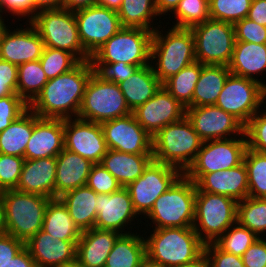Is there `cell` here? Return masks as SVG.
<instances>
[{
  "mask_svg": "<svg viewBox=\"0 0 266 267\" xmlns=\"http://www.w3.org/2000/svg\"><path fill=\"white\" fill-rule=\"evenodd\" d=\"M196 184V191H204L241 201L248 197L247 168L240 165L211 173H183Z\"/></svg>",
  "mask_w": 266,
  "mask_h": 267,
  "instance_id": "obj_22",
  "label": "cell"
},
{
  "mask_svg": "<svg viewBox=\"0 0 266 267\" xmlns=\"http://www.w3.org/2000/svg\"><path fill=\"white\" fill-rule=\"evenodd\" d=\"M39 61L48 80L71 71L80 63L72 53L50 47L44 48Z\"/></svg>",
  "mask_w": 266,
  "mask_h": 267,
  "instance_id": "obj_43",
  "label": "cell"
},
{
  "mask_svg": "<svg viewBox=\"0 0 266 267\" xmlns=\"http://www.w3.org/2000/svg\"><path fill=\"white\" fill-rule=\"evenodd\" d=\"M144 238L146 256L163 267H178L199 260L205 244L193 227L153 229Z\"/></svg>",
  "mask_w": 266,
  "mask_h": 267,
  "instance_id": "obj_2",
  "label": "cell"
},
{
  "mask_svg": "<svg viewBox=\"0 0 266 267\" xmlns=\"http://www.w3.org/2000/svg\"><path fill=\"white\" fill-rule=\"evenodd\" d=\"M186 117L203 141L227 139L244 134V125L216 105L187 107Z\"/></svg>",
  "mask_w": 266,
  "mask_h": 267,
  "instance_id": "obj_17",
  "label": "cell"
},
{
  "mask_svg": "<svg viewBox=\"0 0 266 267\" xmlns=\"http://www.w3.org/2000/svg\"><path fill=\"white\" fill-rule=\"evenodd\" d=\"M135 119L154 137L162 128L186 116V108L163 86L143 105L132 111Z\"/></svg>",
  "mask_w": 266,
  "mask_h": 267,
  "instance_id": "obj_19",
  "label": "cell"
},
{
  "mask_svg": "<svg viewBox=\"0 0 266 267\" xmlns=\"http://www.w3.org/2000/svg\"><path fill=\"white\" fill-rule=\"evenodd\" d=\"M0 267H37L35 260L30 255L28 249L24 247L13 259Z\"/></svg>",
  "mask_w": 266,
  "mask_h": 267,
  "instance_id": "obj_57",
  "label": "cell"
},
{
  "mask_svg": "<svg viewBox=\"0 0 266 267\" xmlns=\"http://www.w3.org/2000/svg\"><path fill=\"white\" fill-rule=\"evenodd\" d=\"M0 195L4 203L5 233L26 243L42 229L51 198L15 189L4 190Z\"/></svg>",
  "mask_w": 266,
  "mask_h": 267,
  "instance_id": "obj_6",
  "label": "cell"
},
{
  "mask_svg": "<svg viewBox=\"0 0 266 267\" xmlns=\"http://www.w3.org/2000/svg\"><path fill=\"white\" fill-rule=\"evenodd\" d=\"M25 247V243L10 234H0V266L9 262Z\"/></svg>",
  "mask_w": 266,
  "mask_h": 267,
  "instance_id": "obj_55",
  "label": "cell"
},
{
  "mask_svg": "<svg viewBox=\"0 0 266 267\" xmlns=\"http://www.w3.org/2000/svg\"><path fill=\"white\" fill-rule=\"evenodd\" d=\"M123 0H97V5L110 10L118 11Z\"/></svg>",
  "mask_w": 266,
  "mask_h": 267,
  "instance_id": "obj_61",
  "label": "cell"
},
{
  "mask_svg": "<svg viewBox=\"0 0 266 267\" xmlns=\"http://www.w3.org/2000/svg\"><path fill=\"white\" fill-rule=\"evenodd\" d=\"M25 158L0 153V188L15 189L20 178Z\"/></svg>",
  "mask_w": 266,
  "mask_h": 267,
  "instance_id": "obj_47",
  "label": "cell"
},
{
  "mask_svg": "<svg viewBox=\"0 0 266 267\" xmlns=\"http://www.w3.org/2000/svg\"><path fill=\"white\" fill-rule=\"evenodd\" d=\"M3 18H5V16L4 17L0 16V35H1L2 31L4 30V28L6 27V24L4 23Z\"/></svg>",
  "mask_w": 266,
  "mask_h": 267,
  "instance_id": "obj_67",
  "label": "cell"
},
{
  "mask_svg": "<svg viewBox=\"0 0 266 267\" xmlns=\"http://www.w3.org/2000/svg\"><path fill=\"white\" fill-rule=\"evenodd\" d=\"M181 0H155V5L157 9V13L160 15H167L168 12L172 13L175 8L178 6ZM167 13V14H166Z\"/></svg>",
  "mask_w": 266,
  "mask_h": 267,
  "instance_id": "obj_60",
  "label": "cell"
},
{
  "mask_svg": "<svg viewBox=\"0 0 266 267\" xmlns=\"http://www.w3.org/2000/svg\"><path fill=\"white\" fill-rule=\"evenodd\" d=\"M172 14L177 19L173 27L191 28L210 19L209 0H181Z\"/></svg>",
  "mask_w": 266,
  "mask_h": 267,
  "instance_id": "obj_42",
  "label": "cell"
},
{
  "mask_svg": "<svg viewBox=\"0 0 266 267\" xmlns=\"http://www.w3.org/2000/svg\"><path fill=\"white\" fill-rule=\"evenodd\" d=\"M190 29L194 35L197 62L229 65L236 42L234 24L208 19Z\"/></svg>",
  "mask_w": 266,
  "mask_h": 267,
  "instance_id": "obj_11",
  "label": "cell"
},
{
  "mask_svg": "<svg viewBox=\"0 0 266 267\" xmlns=\"http://www.w3.org/2000/svg\"><path fill=\"white\" fill-rule=\"evenodd\" d=\"M42 230L61 240H79L82 233L59 198L49 200Z\"/></svg>",
  "mask_w": 266,
  "mask_h": 267,
  "instance_id": "obj_35",
  "label": "cell"
},
{
  "mask_svg": "<svg viewBox=\"0 0 266 267\" xmlns=\"http://www.w3.org/2000/svg\"><path fill=\"white\" fill-rule=\"evenodd\" d=\"M84 50L92 56L121 28L118 13L98 5L74 12Z\"/></svg>",
  "mask_w": 266,
  "mask_h": 267,
  "instance_id": "obj_15",
  "label": "cell"
},
{
  "mask_svg": "<svg viewBox=\"0 0 266 267\" xmlns=\"http://www.w3.org/2000/svg\"><path fill=\"white\" fill-rule=\"evenodd\" d=\"M178 267H208V263L205 256L203 255L199 260L195 261L194 263Z\"/></svg>",
  "mask_w": 266,
  "mask_h": 267,
  "instance_id": "obj_64",
  "label": "cell"
},
{
  "mask_svg": "<svg viewBox=\"0 0 266 267\" xmlns=\"http://www.w3.org/2000/svg\"><path fill=\"white\" fill-rule=\"evenodd\" d=\"M77 242L54 238L41 229L25 243V247L37 267H57L76 259Z\"/></svg>",
  "mask_w": 266,
  "mask_h": 267,
  "instance_id": "obj_23",
  "label": "cell"
},
{
  "mask_svg": "<svg viewBox=\"0 0 266 267\" xmlns=\"http://www.w3.org/2000/svg\"><path fill=\"white\" fill-rule=\"evenodd\" d=\"M140 234L137 231L121 234L107 257L105 267H138L146 256V234Z\"/></svg>",
  "mask_w": 266,
  "mask_h": 267,
  "instance_id": "obj_34",
  "label": "cell"
},
{
  "mask_svg": "<svg viewBox=\"0 0 266 267\" xmlns=\"http://www.w3.org/2000/svg\"><path fill=\"white\" fill-rule=\"evenodd\" d=\"M157 26L153 31L151 66L163 84L171 76L196 61L195 40L190 28L172 26L163 34V30L159 31L162 28L161 24Z\"/></svg>",
  "mask_w": 266,
  "mask_h": 267,
  "instance_id": "obj_3",
  "label": "cell"
},
{
  "mask_svg": "<svg viewBox=\"0 0 266 267\" xmlns=\"http://www.w3.org/2000/svg\"><path fill=\"white\" fill-rule=\"evenodd\" d=\"M94 71L104 79L116 84L128 79L135 71L142 66L129 65L126 63H91Z\"/></svg>",
  "mask_w": 266,
  "mask_h": 267,
  "instance_id": "obj_49",
  "label": "cell"
},
{
  "mask_svg": "<svg viewBox=\"0 0 266 267\" xmlns=\"http://www.w3.org/2000/svg\"><path fill=\"white\" fill-rule=\"evenodd\" d=\"M252 0H209L210 19L235 24L248 15Z\"/></svg>",
  "mask_w": 266,
  "mask_h": 267,
  "instance_id": "obj_44",
  "label": "cell"
},
{
  "mask_svg": "<svg viewBox=\"0 0 266 267\" xmlns=\"http://www.w3.org/2000/svg\"><path fill=\"white\" fill-rule=\"evenodd\" d=\"M57 267H86V266L82 265L76 258L74 261H71L69 263H64Z\"/></svg>",
  "mask_w": 266,
  "mask_h": 267,
  "instance_id": "obj_65",
  "label": "cell"
},
{
  "mask_svg": "<svg viewBox=\"0 0 266 267\" xmlns=\"http://www.w3.org/2000/svg\"><path fill=\"white\" fill-rule=\"evenodd\" d=\"M56 157L25 159L15 190L55 198Z\"/></svg>",
  "mask_w": 266,
  "mask_h": 267,
  "instance_id": "obj_25",
  "label": "cell"
},
{
  "mask_svg": "<svg viewBox=\"0 0 266 267\" xmlns=\"http://www.w3.org/2000/svg\"><path fill=\"white\" fill-rule=\"evenodd\" d=\"M242 260L245 267H266V237L257 238L244 252Z\"/></svg>",
  "mask_w": 266,
  "mask_h": 267,
  "instance_id": "obj_53",
  "label": "cell"
},
{
  "mask_svg": "<svg viewBox=\"0 0 266 267\" xmlns=\"http://www.w3.org/2000/svg\"><path fill=\"white\" fill-rule=\"evenodd\" d=\"M108 149L129 154H152V137L131 113L101 123Z\"/></svg>",
  "mask_w": 266,
  "mask_h": 267,
  "instance_id": "obj_16",
  "label": "cell"
},
{
  "mask_svg": "<svg viewBox=\"0 0 266 267\" xmlns=\"http://www.w3.org/2000/svg\"><path fill=\"white\" fill-rule=\"evenodd\" d=\"M97 200L95 206L97 218L94 228L113 230L120 234L132 233L133 227L128 228V225H132L131 222H135L133 219L139 218V215L135 211L130 194L125 187L111 194L98 193ZM130 228V231L125 230Z\"/></svg>",
  "mask_w": 266,
  "mask_h": 267,
  "instance_id": "obj_20",
  "label": "cell"
},
{
  "mask_svg": "<svg viewBox=\"0 0 266 267\" xmlns=\"http://www.w3.org/2000/svg\"><path fill=\"white\" fill-rule=\"evenodd\" d=\"M182 175L183 172L180 169L153 160L137 180L125 187L141 219L150 212L156 199Z\"/></svg>",
  "mask_w": 266,
  "mask_h": 267,
  "instance_id": "obj_12",
  "label": "cell"
},
{
  "mask_svg": "<svg viewBox=\"0 0 266 267\" xmlns=\"http://www.w3.org/2000/svg\"><path fill=\"white\" fill-rule=\"evenodd\" d=\"M237 206L234 198L196 191L193 228L204 244L214 243L237 222Z\"/></svg>",
  "mask_w": 266,
  "mask_h": 267,
  "instance_id": "obj_8",
  "label": "cell"
},
{
  "mask_svg": "<svg viewBox=\"0 0 266 267\" xmlns=\"http://www.w3.org/2000/svg\"><path fill=\"white\" fill-rule=\"evenodd\" d=\"M246 149L245 133L242 137L203 141L195 160L184 173H211L236 167L243 162Z\"/></svg>",
  "mask_w": 266,
  "mask_h": 267,
  "instance_id": "obj_14",
  "label": "cell"
},
{
  "mask_svg": "<svg viewBox=\"0 0 266 267\" xmlns=\"http://www.w3.org/2000/svg\"><path fill=\"white\" fill-rule=\"evenodd\" d=\"M257 238L248 228L235 222L214 243L224 252L242 257Z\"/></svg>",
  "mask_w": 266,
  "mask_h": 267,
  "instance_id": "obj_41",
  "label": "cell"
},
{
  "mask_svg": "<svg viewBox=\"0 0 266 267\" xmlns=\"http://www.w3.org/2000/svg\"><path fill=\"white\" fill-rule=\"evenodd\" d=\"M97 5V0H64L62 8L71 12Z\"/></svg>",
  "mask_w": 266,
  "mask_h": 267,
  "instance_id": "obj_59",
  "label": "cell"
},
{
  "mask_svg": "<svg viewBox=\"0 0 266 267\" xmlns=\"http://www.w3.org/2000/svg\"><path fill=\"white\" fill-rule=\"evenodd\" d=\"M30 23L38 31L45 47L72 53L80 62L90 60L91 56L80 42L74 12L63 8L41 10Z\"/></svg>",
  "mask_w": 266,
  "mask_h": 267,
  "instance_id": "obj_9",
  "label": "cell"
},
{
  "mask_svg": "<svg viewBox=\"0 0 266 267\" xmlns=\"http://www.w3.org/2000/svg\"><path fill=\"white\" fill-rule=\"evenodd\" d=\"M56 160L55 198L87 184L94 163L65 148L56 156Z\"/></svg>",
  "mask_w": 266,
  "mask_h": 267,
  "instance_id": "obj_27",
  "label": "cell"
},
{
  "mask_svg": "<svg viewBox=\"0 0 266 267\" xmlns=\"http://www.w3.org/2000/svg\"><path fill=\"white\" fill-rule=\"evenodd\" d=\"M18 66L0 59V98L17 94Z\"/></svg>",
  "mask_w": 266,
  "mask_h": 267,
  "instance_id": "obj_52",
  "label": "cell"
},
{
  "mask_svg": "<svg viewBox=\"0 0 266 267\" xmlns=\"http://www.w3.org/2000/svg\"><path fill=\"white\" fill-rule=\"evenodd\" d=\"M202 143L203 140L194 130L190 120L184 116L152 137L153 159L174 166L184 173L195 160Z\"/></svg>",
  "mask_w": 266,
  "mask_h": 267,
  "instance_id": "obj_4",
  "label": "cell"
},
{
  "mask_svg": "<svg viewBox=\"0 0 266 267\" xmlns=\"http://www.w3.org/2000/svg\"><path fill=\"white\" fill-rule=\"evenodd\" d=\"M153 31L122 27L90 58L91 63H126L135 66L151 64Z\"/></svg>",
  "mask_w": 266,
  "mask_h": 267,
  "instance_id": "obj_10",
  "label": "cell"
},
{
  "mask_svg": "<svg viewBox=\"0 0 266 267\" xmlns=\"http://www.w3.org/2000/svg\"><path fill=\"white\" fill-rule=\"evenodd\" d=\"M201 73V63L184 67L178 74L167 79L162 86L177 99L184 108L193 107V93Z\"/></svg>",
  "mask_w": 266,
  "mask_h": 267,
  "instance_id": "obj_37",
  "label": "cell"
},
{
  "mask_svg": "<svg viewBox=\"0 0 266 267\" xmlns=\"http://www.w3.org/2000/svg\"><path fill=\"white\" fill-rule=\"evenodd\" d=\"M196 184L184 174L162 195L143 218L152 220V229L193 227ZM146 218L149 220L146 221Z\"/></svg>",
  "mask_w": 266,
  "mask_h": 267,
  "instance_id": "obj_5",
  "label": "cell"
},
{
  "mask_svg": "<svg viewBox=\"0 0 266 267\" xmlns=\"http://www.w3.org/2000/svg\"><path fill=\"white\" fill-rule=\"evenodd\" d=\"M26 28L11 31L7 26L0 35V59L14 65L39 60L45 48L36 28L25 21ZM8 28V29H7Z\"/></svg>",
  "mask_w": 266,
  "mask_h": 267,
  "instance_id": "obj_21",
  "label": "cell"
},
{
  "mask_svg": "<svg viewBox=\"0 0 266 267\" xmlns=\"http://www.w3.org/2000/svg\"><path fill=\"white\" fill-rule=\"evenodd\" d=\"M124 98L133 111L146 103L161 88L162 83L154 73L151 64L139 67L134 74L119 84Z\"/></svg>",
  "mask_w": 266,
  "mask_h": 267,
  "instance_id": "obj_31",
  "label": "cell"
},
{
  "mask_svg": "<svg viewBox=\"0 0 266 267\" xmlns=\"http://www.w3.org/2000/svg\"><path fill=\"white\" fill-rule=\"evenodd\" d=\"M138 267H163V266L145 256V258L140 262Z\"/></svg>",
  "mask_w": 266,
  "mask_h": 267,
  "instance_id": "obj_63",
  "label": "cell"
},
{
  "mask_svg": "<svg viewBox=\"0 0 266 267\" xmlns=\"http://www.w3.org/2000/svg\"><path fill=\"white\" fill-rule=\"evenodd\" d=\"M261 101V83L230 74L215 105L234 116L245 126L262 107Z\"/></svg>",
  "mask_w": 266,
  "mask_h": 267,
  "instance_id": "obj_13",
  "label": "cell"
},
{
  "mask_svg": "<svg viewBox=\"0 0 266 267\" xmlns=\"http://www.w3.org/2000/svg\"><path fill=\"white\" fill-rule=\"evenodd\" d=\"M237 222L257 237L266 236V198L246 197L238 201Z\"/></svg>",
  "mask_w": 266,
  "mask_h": 267,
  "instance_id": "obj_39",
  "label": "cell"
},
{
  "mask_svg": "<svg viewBox=\"0 0 266 267\" xmlns=\"http://www.w3.org/2000/svg\"><path fill=\"white\" fill-rule=\"evenodd\" d=\"M29 109V105L19 96L0 98V132L10 126Z\"/></svg>",
  "mask_w": 266,
  "mask_h": 267,
  "instance_id": "obj_48",
  "label": "cell"
},
{
  "mask_svg": "<svg viewBox=\"0 0 266 267\" xmlns=\"http://www.w3.org/2000/svg\"><path fill=\"white\" fill-rule=\"evenodd\" d=\"M208 267H245L242 257L221 250L215 243L204 246Z\"/></svg>",
  "mask_w": 266,
  "mask_h": 267,
  "instance_id": "obj_51",
  "label": "cell"
},
{
  "mask_svg": "<svg viewBox=\"0 0 266 267\" xmlns=\"http://www.w3.org/2000/svg\"><path fill=\"white\" fill-rule=\"evenodd\" d=\"M40 117L28 109L5 130L0 132V153L24 158L26 145Z\"/></svg>",
  "mask_w": 266,
  "mask_h": 267,
  "instance_id": "obj_33",
  "label": "cell"
},
{
  "mask_svg": "<svg viewBox=\"0 0 266 267\" xmlns=\"http://www.w3.org/2000/svg\"><path fill=\"white\" fill-rule=\"evenodd\" d=\"M117 13L122 27H136L150 31L157 28L153 23V20H158L155 19L156 16H159L155 0H123Z\"/></svg>",
  "mask_w": 266,
  "mask_h": 267,
  "instance_id": "obj_36",
  "label": "cell"
},
{
  "mask_svg": "<svg viewBox=\"0 0 266 267\" xmlns=\"http://www.w3.org/2000/svg\"><path fill=\"white\" fill-rule=\"evenodd\" d=\"M261 102H262L261 104H263L262 105V107H263L266 104V83L262 84V101ZM264 108L266 109L265 106H264Z\"/></svg>",
  "mask_w": 266,
  "mask_h": 267,
  "instance_id": "obj_66",
  "label": "cell"
},
{
  "mask_svg": "<svg viewBox=\"0 0 266 267\" xmlns=\"http://www.w3.org/2000/svg\"><path fill=\"white\" fill-rule=\"evenodd\" d=\"M230 74L226 65L201 64V73L193 93V107L215 105Z\"/></svg>",
  "mask_w": 266,
  "mask_h": 267,
  "instance_id": "obj_32",
  "label": "cell"
},
{
  "mask_svg": "<svg viewBox=\"0 0 266 267\" xmlns=\"http://www.w3.org/2000/svg\"><path fill=\"white\" fill-rule=\"evenodd\" d=\"M247 18L266 27V0H252Z\"/></svg>",
  "mask_w": 266,
  "mask_h": 267,
  "instance_id": "obj_56",
  "label": "cell"
},
{
  "mask_svg": "<svg viewBox=\"0 0 266 267\" xmlns=\"http://www.w3.org/2000/svg\"><path fill=\"white\" fill-rule=\"evenodd\" d=\"M48 82L39 60L18 66L17 94L29 105Z\"/></svg>",
  "mask_w": 266,
  "mask_h": 267,
  "instance_id": "obj_38",
  "label": "cell"
},
{
  "mask_svg": "<svg viewBox=\"0 0 266 267\" xmlns=\"http://www.w3.org/2000/svg\"><path fill=\"white\" fill-rule=\"evenodd\" d=\"M64 149V120L39 118L26 145L24 158L56 157Z\"/></svg>",
  "mask_w": 266,
  "mask_h": 267,
  "instance_id": "obj_24",
  "label": "cell"
},
{
  "mask_svg": "<svg viewBox=\"0 0 266 267\" xmlns=\"http://www.w3.org/2000/svg\"><path fill=\"white\" fill-rule=\"evenodd\" d=\"M5 232H6V226H5V215H4V203L0 195V234H4Z\"/></svg>",
  "mask_w": 266,
  "mask_h": 267,
  "instance_id": "obj_62",
  "label": "cell"
},
{
  "mask_svg": "<svg viewBox=\"0 0 266 267\" xmlns=\"http://www.w3.org/2000/svg\"><path fill=\"white\" fill-rule=\"evenodd\" d=\"M64 148L92 163H101L108 148L101 124L79 118L64 119Z\"/></svg>",
  "mask_w": 266,
  "mask_h": 267,
  "instance_id": "obj_18",
  "label": "cell"
},
{
  "mask_svg": "<svg viewBox=\"0 0 266 267\" xmlns=\"http://www.w3.org/2000/svg\"><path fill=\"white\" fill-rule=\"evenodd\" d=\"M66 206L74 224L83 232L94 228L97 218V193L87 185L67 191L59 197Z\"/></svg>",
  "mask_w": 266,
  "mask_h": 267,
  "instance_id": "obj_30",
  "label": "cell"
},
{
  "mask_svg": "<svg viewBox=\"0 0 266 267\" xmlns=\"http://www.w3.org/2000/svg\"><path fill=\"white\" fill-rule=\"evenodd\" d=\"M131 113L119 84L94 71L86 84L77 118L101 124Z\"/></svg>",
  "mask_w": 266,
  "mask_h": 267,
  "instance_id": "obj_7",
  "label": "cell"
},
{
  "mask_svg": "<svg viewBox=\"0 0 266 267\" xmlns=\"http://www.w3.org/2000/svg\"><path fill=\"white\" fill-rule=\"evenodd\" d=\"M228 68L233 75L264 84L257 76L266 72V44L236 41Z\"/></svg>",
  "mask_w": 266,
  "mask_h": 267,
  "instance_id": "obj_28",
  "label": "cell"
},
{
  "mask_svg": "<svg viewBox=\"0 0 266 267\" xmlns=\"http://www.w3.org/2000/svg\"><path fill=\"white\" fill-rule=\"evenodd\" d=\"M247 148L260 153H266V109L258 112L248 121L244 127Z\"/></svg>",
  "mask_w": 266,
  "mask_h": 267,
  "instance_id": "obj_45",
  "label": "cell"
},
{
  "mask_svg": "<svg viewBox=\"0 0 266 267\" xmlns=\"http://www.w3.org/2000/svg\"><path fill=\"white\" fill-rule=\"evenodd\" d=\"M236 41L266 44V27L247 17L234 24Z\"/></svg>",
  "mask_w": 266,
  "mask_h": 267,
  "instance_id": "obj_50",
  "label": "cell"
},
{
  "mask_svg": "<svg viewBox=\"0 0 266 267\" xmlns=\"http://www.w3.org/2000/svg\"><path fill=\"white\" fill-rule=\"evenodd\" d=\"M121 234L113 230H85L77 242L76 258L86 267H105L107 257Z\"/></svg>",
  "mask_w": 266,
  "mask_h": 267,
  "instance_id": "obj_26",
  "label": "cell"
},
{
  "mask_svg": "<svg viewBox=\"0 0 266 267\" xmlns=\"http://www.w3.org/2000/svg\"><path fill=\"white\" fill-rule=\"evenodd\" d=\"M152 154H129L108 149L101 164L118 180L122 187L137 180L153 161Z\"/></svg>",
  "mask_w": 266,
  "mask_h": 267,
  "instance_id": "obj_29",
  "label": "cell"
},
{
  "mask_svg": "<svg viewBox=\"0 0 266 267\" xmlns=\"http://www.w3.org/2000/svg\"><path fill=\"white\" fill-rule=\"evenodd\" d=\"M93 72L91 61L86 60L71 71L49 79L29 104V109L40 118H77L86 84Z\"/></svg>",
  "mask_w": 266,
  "mask_h": 267,
  "instance_id": "obj_1",
  "label": "cell"
},
{
  "mask_svg": "<svg viewBox=\"0 0 266 267\" xmlns=\"http://www.w3.org/2000/svg\"><path fill=\"white\" fill-rule=\"evenodd\" d=\"M243 162L247 168L248 197L266 198V153L247 148Z\"/></svg>",
  "mask_w": 266,
  "mask_h": 267,
  "instance_id": "obj_40",
  "label": "cell"
},
{
  "mask_svg": "<svg viewBox=\"0 0 266 267\" xmlns=\"http://www.w3.org/2000/svg\"><path fill=\"white\" fill-rule=\"evenodd\" d=\"M11 13L17 18L25 17L30 22L32 20V0H0V16Z\"/></svg>",
  "mask_w": 266,
  "mask_h": 267,
  "instance_id": "obj_54",
  "label": "cell"
},
{
  "mask_svg": "<svg viewBox=\"0 0 266 267\" xmlns=\"http://www.w3.org/2000/svg\"><path fill=\"white\" fill-rule=\"evenodd\" d=\"M97 194H111L122 188L118 180L101 164H93L87 184Z\"/></svg>",
  "mask_w": 266,
  "mask_h": 267,
  "instance_id": "obj_46",
  "label": "cell"
},
{
  "mask_svg": "<svg viewBox=\"0 0 266 267\" xmlns=\"http://www.w3.org/2000/svg\"><path fill=\"white\" fill-rule=\"evenodd\" d=\"M64 0H32V19L41 10L62 8Z\"/></svg>",
  "mask_w": 266,
  "mask_h": 267,
  "instance_id": "obj_58",
  "label": "cell"
}]
</instances>
